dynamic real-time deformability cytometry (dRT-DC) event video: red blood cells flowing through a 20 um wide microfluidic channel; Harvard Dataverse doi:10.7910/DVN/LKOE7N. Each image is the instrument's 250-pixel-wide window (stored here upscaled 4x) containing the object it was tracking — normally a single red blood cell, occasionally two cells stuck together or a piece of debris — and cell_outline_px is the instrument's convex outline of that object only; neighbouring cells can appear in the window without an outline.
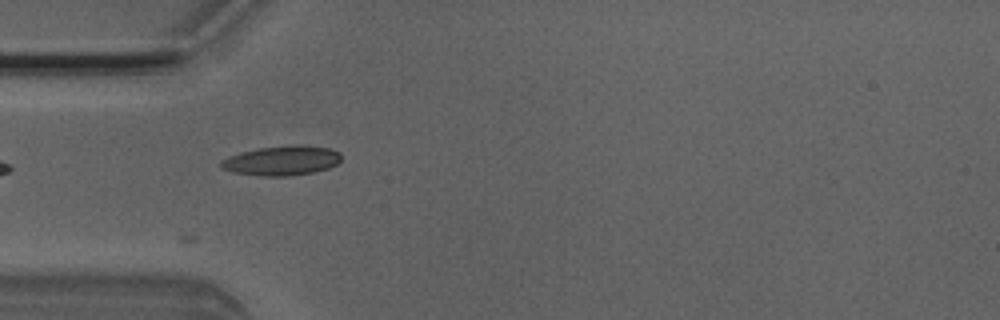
{"species": "Egyptian fruit bat (a non-hibernating species)", "species_latin": "Rousettus aegyptiacus", "temperature_condition": "room temperature", "stored_images_in_passage": 4, "camera_frame_rate_fps": 3000, "um_per_image_px": 0.085, "animal": {"sex": "male"}, "frame": {"image": 1, "passage_image": 3, "time_ms": 0.667, "image_size_px": [1000, 320], "cell_outline_px": [[340, 160], [336, 164], [328, 168], [312, 172], [288, 176], [264, 176], [232, 172], [220, 168], [220, 160], [228, 156], [260, 148], [288, 144], [296, 144], [328, 148], [340, 152]], "centroid_in_image_um": [23.93, 13.64], "position_along_channel_um": 61.1, "area_um2": 20.69}}